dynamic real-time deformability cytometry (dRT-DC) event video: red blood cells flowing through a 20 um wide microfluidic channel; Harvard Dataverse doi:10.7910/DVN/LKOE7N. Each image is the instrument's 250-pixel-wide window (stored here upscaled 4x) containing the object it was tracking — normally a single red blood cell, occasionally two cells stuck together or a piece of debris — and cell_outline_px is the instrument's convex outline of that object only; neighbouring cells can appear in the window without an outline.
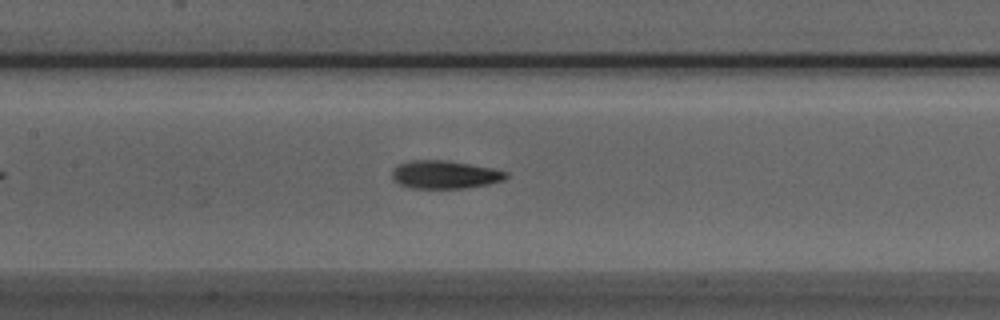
{"species": "Egyptian fruit bat (a non-hibernating species)", "species_latin": "Rousettus aegyptiacus", "temperature_condition": "room temperature", "stored_images_in_passage": 38, "camera_frame_rate_fps": 3000, "um_per_image_px": 0.085, "animal": {"sex": "male"}, "frame": {"image": 1, "passage_image": 15, "time_ms": 4.667, "image_size_px": [1000, 320], "cell_outline_px": [[508, 176], [504, 180], [488, 184], [464, 188], [412, 188], [400, 184], [392, 176], [392, 168], [408, 160], [448, 160], [492, 168], [508, 172]], "centroid_in_image_um": [37.82, 14.83], "position_along_channel_um": 169.6, "area_um2": 18.61}}
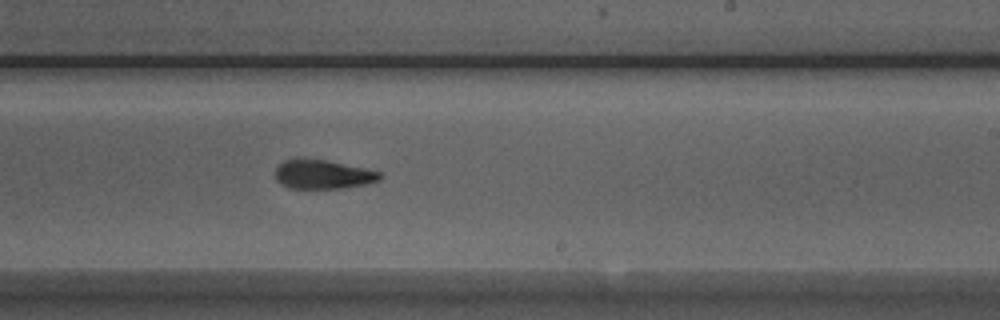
{"frame": {"image": 2, "passage_image": 22, "time_ms": 7.0, "image_size_px": [1000, 320], "cell_outline_px": [[384, 176], [380, 180], [368, 184], [340, 188], [288, 188], [280, 184], [276, 180], [276, 168], [284, 160], [296, 156], [324, 160], [368, 168], [384, 172]], "centroid_in_image_um": [27.48, 14.8], "position_along_channel_um": 261.5, "area_um2": 18.26}}
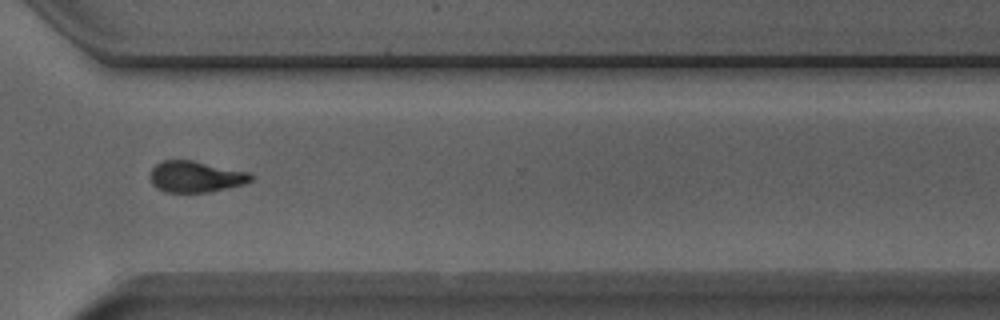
{"frame": {"image": 3, "passage_image": 29, "time_ms": 9.333, "image_size_px": [1000, 320], "cell_outline_px": [[256, 176], [252, 180], [244, 184], [228, 188], [208, 192], [164, 192], [156, 188], [152, 184], [148, 176], [152, 168], [160, 160], [192, 160], [248, 172]], "centroid_in_image_um": [16.6, 15.02], "position_along_channel_um": 354.0, "area_um2": 18.55}, "authors_computed_cell_mechanics": {"area_um2": 18.2648, "velocity_mm_per_s": 3.9579, "shape_relaxation_time_tau1_ms": 6.2001, "shape_relaxation_time_tau2_ms": 2.3604, "deformation_change_tau1": 0.2, "deformation_change_tau2": 0.1023}}